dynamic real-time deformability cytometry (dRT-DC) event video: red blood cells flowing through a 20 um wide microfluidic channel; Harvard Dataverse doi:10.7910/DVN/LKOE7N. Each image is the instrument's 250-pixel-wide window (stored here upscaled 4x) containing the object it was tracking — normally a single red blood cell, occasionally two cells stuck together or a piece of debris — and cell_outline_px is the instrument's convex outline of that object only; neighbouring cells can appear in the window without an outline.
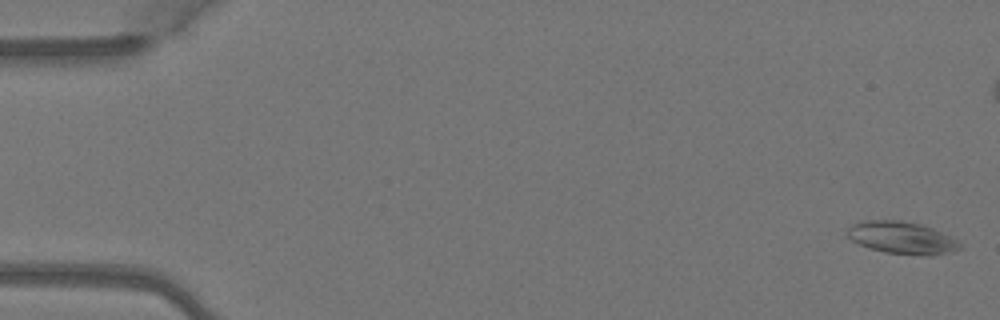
{"species": "Egyptian fruit bat (a non-hibernating species)", "species_latin": "Rousettus aegyptiacus", "temperature_condition": "warm", "stored_images_in_passage": 6, "camera_frame_rate_fps": 3000, "um_per_image_px": 0.085, "animal": {"sex": "female"}, "frame": {"image": 1, "passage_image": 1, "time_ms": 0.0, "image_size_px": [1000, 320], "cell_outline_px": [[964, 248], [952, 252], [932, 256], [928, 256], [884, 252], [868, 248], [852, 240], [848, 236], [848, 228], [852, 224], [860, 220], [900, 220], [932, 228], [956, 240]], "centroid_in_image_um": [76.65, 20.22], "position_along_channel_um": 8.3, "area_um2": 21.1}}